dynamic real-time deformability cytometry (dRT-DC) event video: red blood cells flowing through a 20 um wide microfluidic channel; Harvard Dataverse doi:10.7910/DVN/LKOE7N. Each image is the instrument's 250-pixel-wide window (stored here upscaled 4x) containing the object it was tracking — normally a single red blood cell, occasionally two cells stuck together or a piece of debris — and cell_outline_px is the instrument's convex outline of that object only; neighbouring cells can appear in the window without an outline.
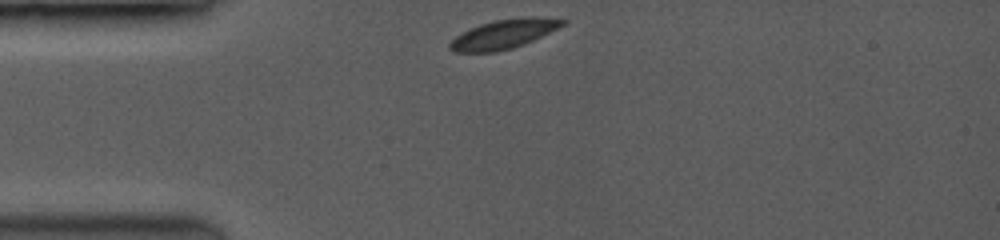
{"species": "common noctule bat (a hibernating species)", "species_latin": "Nyctalus noctula", "temperature_condition": "room temperature", "stored_images_in_passage": 37, "camera_frame_rate_fps": 3500, "um_per_image_px": 0.085, "animal": {"sex": "female", "body_mass_g": 19.0, "forearm_length_mm": 53.3}, "frame": {"image": 1, "passage_image": 1, "time_ms": 0.0, "image_size_px": [1000, 240], "cell_outline_px": [[568, 20], [564, 24], [524, 44], [512, 48], [496, 52], [452, 52], [448, 48], [448, 44], [456, 36], [468, 28], [480, 24], [496, 20], [520, 16], [536, 16]], "centroid_in_image_um": [42.77, 2.89], "position_along_channel_um": 42.2, "area_um2": 19.19}}
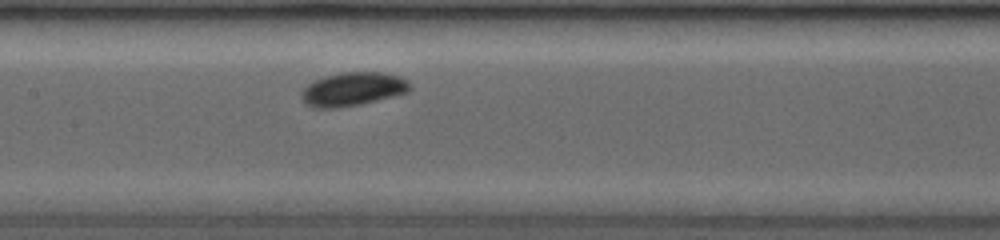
{"frame": {"image": 2, "passage_image": 20, "time_ms": 4.0, "image_size_px": [1000, 240], "cell_outline_px": [[412, 88], [408, 92], [356, 104], [332, 108], [320, 108], [308, 104], [304, 100], [304, 88], [308, 84], [324, 76], [340, 72], [384, 72], [408, 80], [412, 84]], "centroid_in_image_um": [30.05, 7.54], "position_along_channel_um": 177.4, "area_um2": 20.58}}
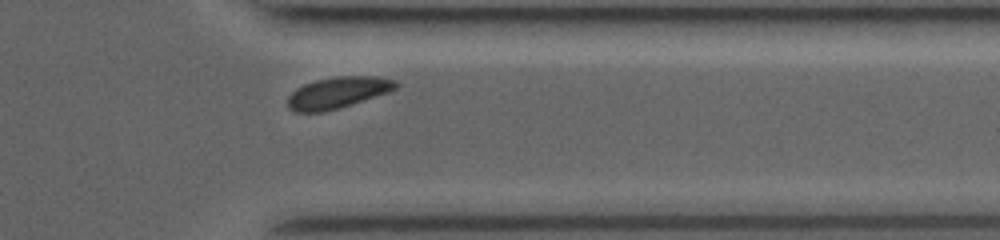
{"frame": {"image": 3, "passage_image": 34, "time_ms": 9.143, "image_size_px": [1000, 240], "cell_outline_px": [[400, 84], [396, 88], [388, 92], [340, 108], [324, 112], [296, 112], [288, 108], [288, 96], [296, 88], [304, 84], [316, 80], [336, 76], [372, 76], [396, 80]], "centroid_in_image_um": [28.7, 7.87], "position_along_channel_um": 382.7, "area_um2": 19.77}, "authors_computed_cell_mechanics": {"area_um2": 19.5942, "velocity_mm_per_s": 3.966, "shape_relaxation_time_tau1_ms": 1.4293, "shape_relaxation_time_tau2_ms": null, "deformation_change_tau1": 0.0717, "deformation_change_tau2": null}}